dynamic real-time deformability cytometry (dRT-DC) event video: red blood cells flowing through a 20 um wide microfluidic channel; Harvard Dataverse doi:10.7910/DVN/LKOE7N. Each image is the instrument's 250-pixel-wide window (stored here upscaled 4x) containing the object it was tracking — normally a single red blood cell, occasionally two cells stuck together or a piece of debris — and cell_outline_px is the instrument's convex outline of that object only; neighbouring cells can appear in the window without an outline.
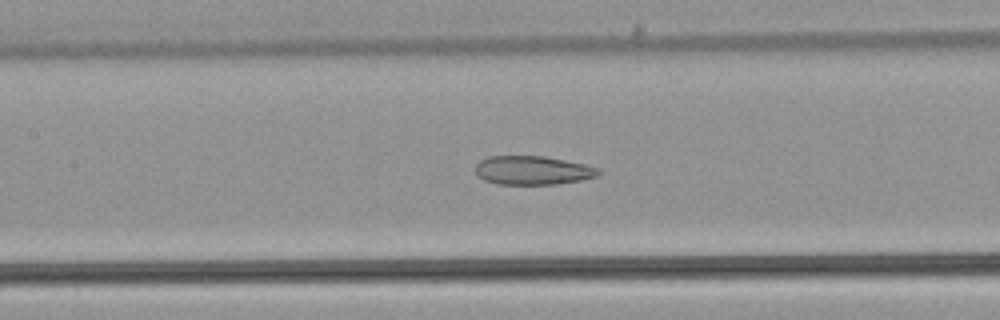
{"species": "common noctule bat (a hibernating species)", "species_latin": "Nyctalus noctula", "temperature_condition": "warm", "stored_images_in_passage": 49, "camera_frame_rate_fps": 3000, "um_per_image_px": 0.085, "animal": {"sex": "male", "body_mass_g": 21.5, "forearm_length_mm": 52.0}, "frame": {"image": 1, "passage_image": 22, "time_ms": 7.0, "image_size_px": [1000, 320], "cell_outline_px": [[600, 172], [596, 176], [580, 180], [556, 184], [496, 184], [484, 180], [476, 176], [476, 164], [480, 160], [488, 156], [544, 156], [584, 164], [596, 168]], "centroid_in_image_um": [45.21, 14.48], "position_along_channel_um": 162.2, "area_um2": 20.52}}
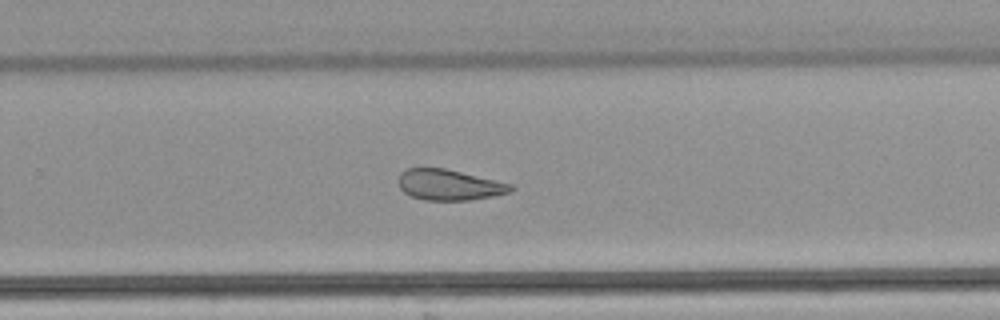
{"frame": {"image": 2, "passage_image": 32, "time_ms": 10.333, "image_size_px": [1000, 320], "cell_outline_px": [[516, 188], [512, 192], [492, 196], [468, 200], [424, 200], [412, 196], [404, 192], [400, 188], [400, 172], [404, 168], [444, 168], [496, 180], [512, 184]], "centroid_in_image_um": [38.21, 15.71], "position_along_channel_um": 291.6, "area_um2": 20.06}}
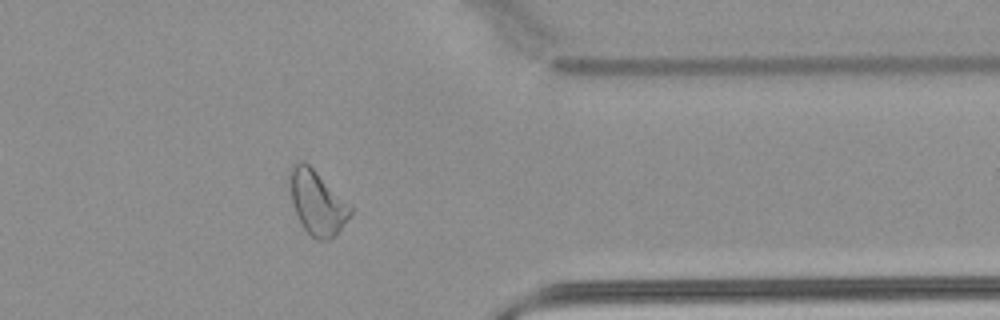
{"frame": {"image": 3, "passage_image": 40, "time_ms": 13.0, "image_size_px": [1000, 320], "cell_outline_px": [[352, 212], [340, 228], [328, 240], [316, 240], [304, 228], [296, 212], [292, 200], [288, 180], [288, 172], [292, 164], [296, 160], [304, 160], [352, 204]], "centroid_in_image_um": [26.94, 17.14], "position_along_channel_um": 384.5, "area_um2": 22.72}}